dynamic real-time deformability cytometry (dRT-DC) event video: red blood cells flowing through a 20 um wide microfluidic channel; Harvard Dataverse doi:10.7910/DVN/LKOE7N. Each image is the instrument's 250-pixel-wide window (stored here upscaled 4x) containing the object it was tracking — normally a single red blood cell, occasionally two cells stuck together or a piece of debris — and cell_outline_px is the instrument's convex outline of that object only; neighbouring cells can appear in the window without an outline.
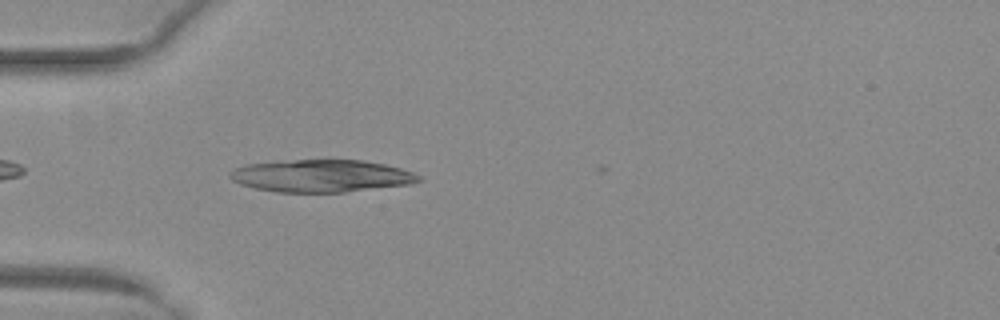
{"species": "common noctule bat (a hibernating species)", "species_latin": "Nyctalus noctula", "temperature_condition": "warm", "stored_images_in_passage": 4, "camera_frame_rate_fps": 3000, "um_per_image_px": 0.085, "animal": {"sex": "female", "body_mass_g": 29.2, "forearm_length_mm": 56.3}, "frame": {"image": 1, "passage_image": 3, "time_ms": 0.667, "image_size_px": [1000, 320], "cell_outline_px": [[420, 180], [412, 184], [344, 192], [276, 192], [256, 188], [240, 184], [232, 180], [228, 176], [228, 172], [236, 168], [248, 164], [296, 160], [364, 160], [384, 164], [400, 168], [412, 172], [420, 176]], "centroid_in_image_um": [27.32, 14.95], "position_along_channel_um": 57.7, "area_um2": 35.43}}